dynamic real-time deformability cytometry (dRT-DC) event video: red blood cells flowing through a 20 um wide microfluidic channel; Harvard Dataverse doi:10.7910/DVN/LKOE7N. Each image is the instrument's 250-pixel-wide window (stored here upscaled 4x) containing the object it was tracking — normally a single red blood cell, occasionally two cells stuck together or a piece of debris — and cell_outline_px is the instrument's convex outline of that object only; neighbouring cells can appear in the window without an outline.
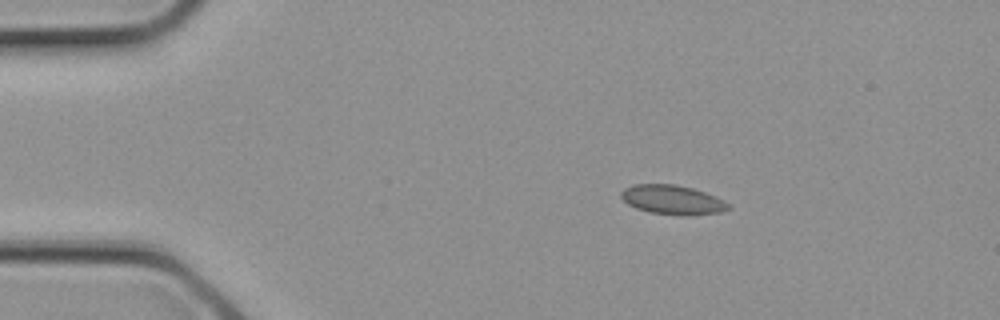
{"species": "common noctule bat (a hibernating species)", "species_latin": "Nyctalus noctula", "temperature_condition": "cold", "stored_images_in_passage": 2, "camera_frame_rate_fps": 3000, "um_per_image_px": 0.085, "animal": {"sex": "female", "body_mass_g": 21.9}, "frame": {"image": 1, "passage_image": 1, "time_ms": 0.0, "image_size_px": [1000, 320], "cell_outline_px": [[732, 208], [720, 212], [688, 216], [652, 212], [636, 208], [628, 204], [620, 196], [620, 192], [624, 188], [632, 184], [676, 184], [692, 188], [716, 196], [732, 204]], "centroid_in_image_um": [57.19, 16.97], "position_along_channel_um": 27.8, "area_um2": 18.44}}
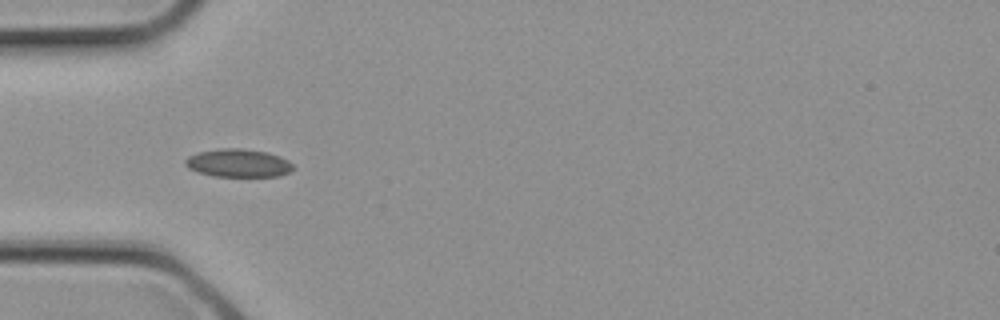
{"frame": {"image": 2, "passage_image": 2, "time_ms": 0.333, "image_size_px": [1000, 320], "cell_outline_px": [[292, 168], [288, 172], [280, 176], [212, 176], [196, 172], [188, 168], [184, 164], [184, 160], [188, 156], [196, 152], [220, 148], [240, 148], [268, 152], [280, 156], [288, 160], [292, 164]], "centroid_in_image_um": [20.2, 13.85], "position_along_channel_um": 64.8, "area_um2": 17.8}}